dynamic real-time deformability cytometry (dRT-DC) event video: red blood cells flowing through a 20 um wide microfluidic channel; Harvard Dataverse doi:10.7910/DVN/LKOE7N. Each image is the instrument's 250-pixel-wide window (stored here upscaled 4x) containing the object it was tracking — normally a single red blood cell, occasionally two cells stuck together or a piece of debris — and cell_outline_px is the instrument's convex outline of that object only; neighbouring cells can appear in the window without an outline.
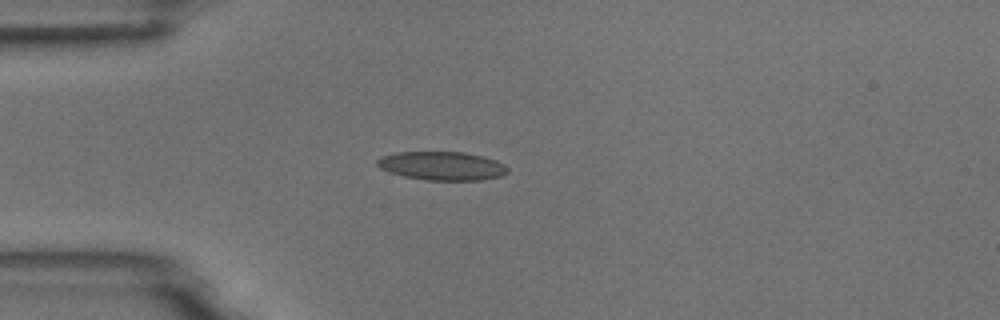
{"species": "common noctule bat (a hibernating species)", "species_latin": "Nyctalus noctula", "temperature_condition": "room temperature", "stored_images_in_passage": 41, "camera_frame_rate_fps": 3000, "um_per_image_px": 0.085, "animal": {"sex": "male", "body_mass_g": 18.8}, "frame": {"image": 1, "passage_image": 1, "time_ms": 0.0, "image_size_px": [1000, 320], "cell_outline_px": [[508, 172], [504, 176], [484, 180], [424, 180], [404, 176], [388, 172], [380, 168], [376, 164], [376, 160], [380, 156], [396, 152], [464, 152], [496, 160], [504, 164], [508, 168]], "centroid_in_image_um": [37.56, 14.1], "position_along_channel_um": 47.4, "area_um2": 21.96}}
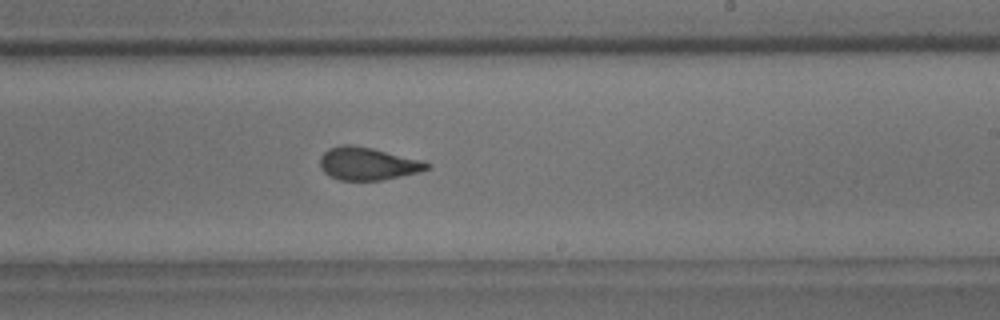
{"frame": {"image": 2, "passage_image": 19, "time_ms": 6.0, "image_size_px": [1000, 320], "cell_outline_px": [[432, 164], [428, 168], [420, 172], [380, 180], [340, 180], [328, 176], [320, 168], [320, 156], [328, 148], [340, 144], [352, 144], [372, 148], [424, 160]], "centroid_in_image_um": [31.24, 13.9], "position_along_channel_um": 257.8, "area_um2": 20.63}}
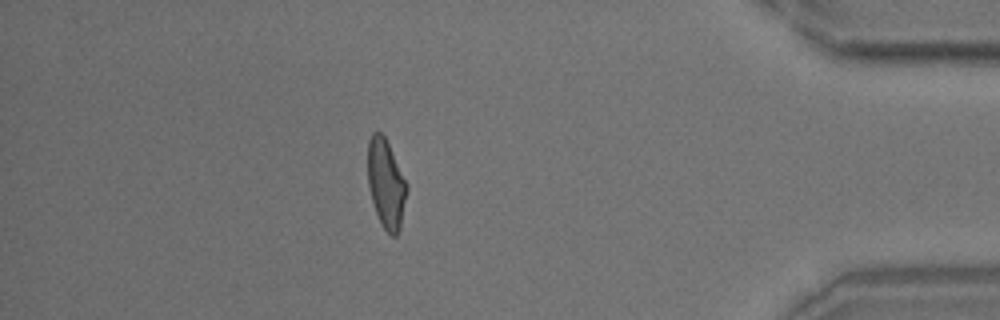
{"frame": {"image": 3, "passage_image": 34, "time_ms": 11.0, "image_size_px": [1000, 320], "cell_outline_px": [[408, 188], [400, 228], [396, 236], [392, 236], [384, 228], [376, 212], [372, 200], [368, 184], [368, 140], [372, 132], [380, 132], [384, 136], [408, 184]], "centroid_in_image_um": [32.82, 15.61], "position_along_channel_um": 402.4, "area_um2": 20.0}, "authors_computed_cell_mechanics": {"area_um2": 20.6346, "velocity_mm_per_s": 3.7291, "shape_relaxation_time_tau1_ms": 6.1772, "shape_relaxation_time_tau2_ms": 1.4723, "deformation_change_tau1": 0.1841, "deformation_change_tau2": 0.0801}}